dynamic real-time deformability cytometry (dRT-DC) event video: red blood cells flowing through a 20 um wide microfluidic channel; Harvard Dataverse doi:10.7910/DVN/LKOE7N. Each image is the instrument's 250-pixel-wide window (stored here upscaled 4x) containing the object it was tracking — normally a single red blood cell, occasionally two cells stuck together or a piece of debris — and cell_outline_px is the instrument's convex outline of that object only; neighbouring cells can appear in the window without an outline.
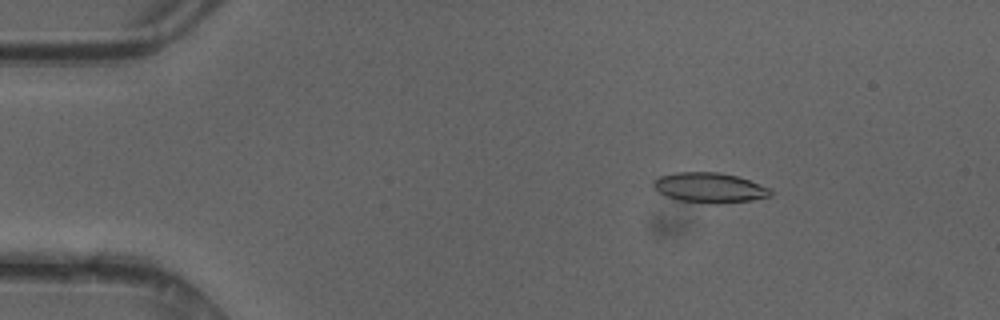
{"species": "common noctule bat (a hibernating species)", "species_latin": "Nyctalus noctula", "temperature_condition": "cold", "stored_images_in_passage": 49, "camera_frame_rate_fps": 3000, "um_per_image_px": 0.085, "animal": {"sex": "female"}, "frame": {"image": 1, "passage_image": 8, "time_ms": 2.333, "image_size_px": [1000, 320], "cell_outline_px": [[772, 196], [752, 200], [716, 204], [680, 200], [668, 196], [660, 192], [652, 184], [660, 176], [676, 172], [716, 172], [736, 176], [748, 180], [768, 188], [772, 192]], "centroid_in_image_um": [60.33, 15.95], "position_along_channel_um": 24.7, "area_um2": 20.06}}
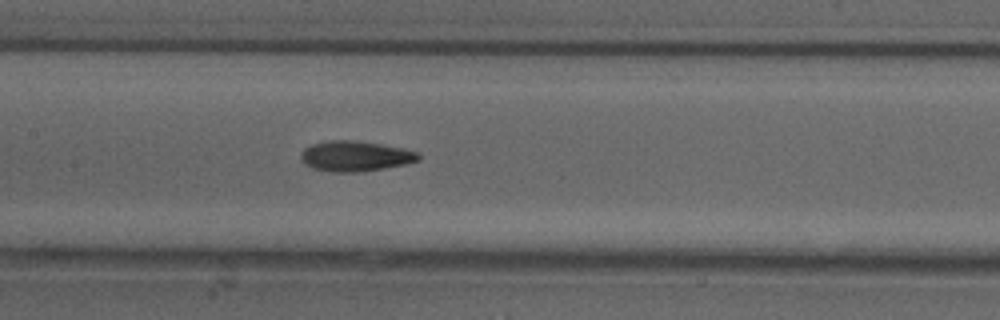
{"frame": {"image": 2, "passage_image": 24, "time_ms": 7.667, "image_size_px": [1000, 320], "cell_outline_px": [[420, 160], [404, 164], [384, 168], [360, 172], [332, 172], [312, 168], [304, 164], [300, 156], [300, 152], [304, 148], [312, 144], [328, 140], [356, 140], [384, 144], [404, 148], [416, 152], [420, 156]], "centroid_in_image_um": [30.17, 13.26], "position_along_channel_um": 177.2, "area_um2": 20.98}}
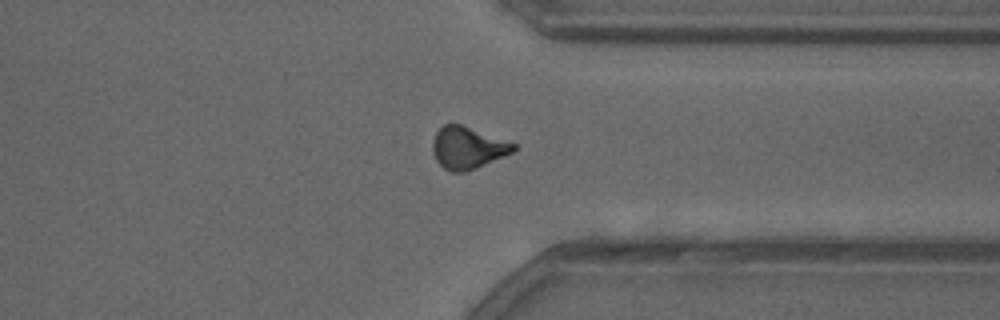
{"frame": {"image": 3, "passage_image": 38, "time_ms": 12.333, "image_size_px": [1000, 320], "cell_outline_px": [[516, 148], [512, 152], [504, 156], [476, 168], [464, 172], [452, 172], [444, 168], [436, 160], [432, 152], [432, 144], [436, 132], [444, 124], [460, 124], [516, 144]], "centroid_in_image_um": [39.72, 12.57], "position_along_channel_um": 371.7, "area_um2": 19.54}, "authors_computed_cell_mechanics": {"area_um2": 19.8254, "velocity_mm_per_s": 4.2212, "shape_relaxation_time_tau1_ms": null, "shape_relaxation_time_tau2_ms": 2.969, "deformation_change_tau1": null, "deformation_change_tau2": 0.1055}}